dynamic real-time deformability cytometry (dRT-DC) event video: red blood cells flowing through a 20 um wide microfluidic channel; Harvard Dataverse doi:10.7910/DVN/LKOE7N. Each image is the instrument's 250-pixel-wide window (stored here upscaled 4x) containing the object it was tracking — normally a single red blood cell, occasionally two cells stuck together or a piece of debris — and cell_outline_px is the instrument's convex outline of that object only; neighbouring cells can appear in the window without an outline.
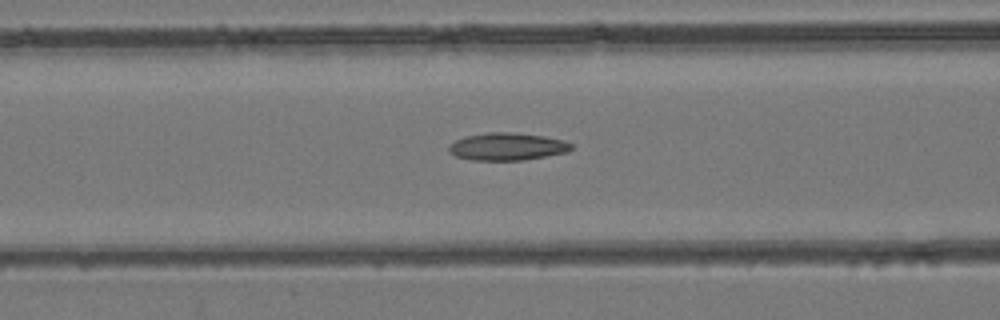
{"species": "common noctule bat (a hibernating species)", "species_latin": "Nyctalus noctula", "temperature_condition": "room temperature", "stored_images_in_passage": 39, "camera_frame_rate_fps": 3000, "um_per_image_px": 0.085, "animal": {"sex": "female", "body_mass_g": 24.6, "forearm_length_mm": 56.2}, "frame": {"image": 1, "passage_image": 10, "time_ms": 3.0, "image_size_px": [1000, 320], "cell_outline_px": [[572, 148], [568, 152], [524, 160], [472, 160], [456, 156], [448, 152], [448, 144], [464, 136], [488, 132], [512, 132], [544, 136], [564, 140], [572, 144]], "centroid_in_image_um": [43.09, 12.45], "position_along_channel_um": 123.5, "area_um2": 19.77}}
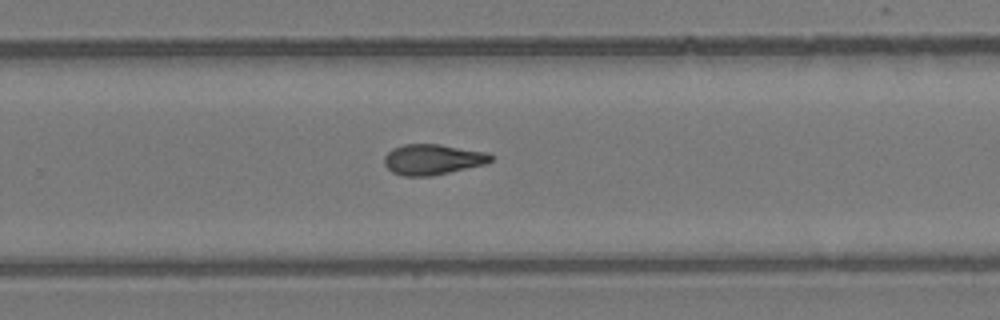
{"frame": {"image": 2, "passage_image": 22, "time_ms": 7.0, "image_size_px": [1000, 320], "cell_outline_px": [[492, 160], [488, 164], [432, 176], [404, 176], [392, 172], [384, 164], [384, 156], [392, 148], [404, 144], [440, 144], [488, 152], [492, 156]], "centroid_in_image_um": [36.8, 13.55], "position_along_channel_um": 293.0, "area_um2": 19.19}}
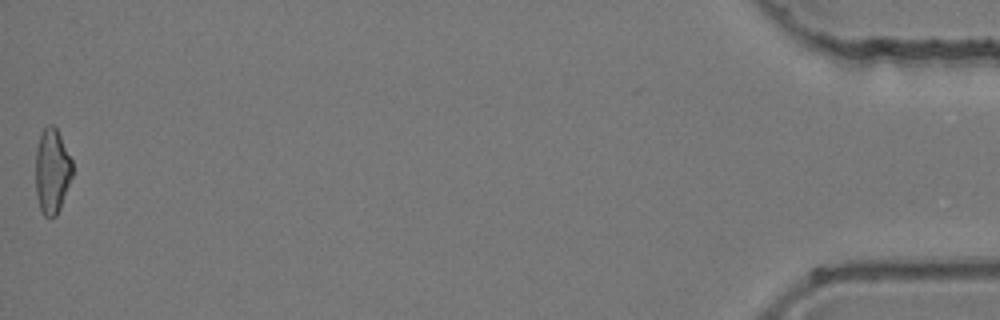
{"frame": {"image": 3, "passage_image": 39, "time_ms": 12.667, "image_size_px": [1000, 320], "cell_outline_px": [[72, 176], [60, 208], [56, 216], [48, 220], [44, 216], [40, 208], [36, 196], [36, 148], [40, 132], [48, 124], [52, 124], [56, 128], [72, 160]], "centroid_in_image_um": [4.41, 14.56], "position_along_channel_um": 430.8, "area_um2": 18.32}}